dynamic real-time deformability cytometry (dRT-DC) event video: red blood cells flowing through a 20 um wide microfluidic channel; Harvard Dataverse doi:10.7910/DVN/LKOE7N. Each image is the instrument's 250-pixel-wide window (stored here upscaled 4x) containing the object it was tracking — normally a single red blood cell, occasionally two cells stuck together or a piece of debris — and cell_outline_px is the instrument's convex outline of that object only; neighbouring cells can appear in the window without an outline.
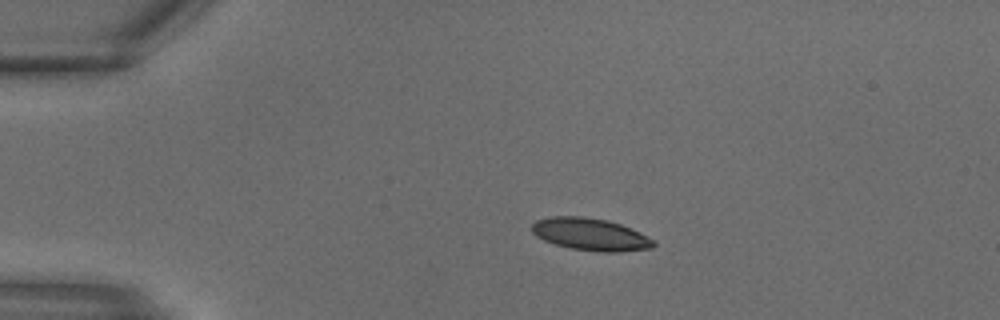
{"species": "common noctule bat (a hibernating species)", "species_latin": "Nyctalus noctula", "temperature_condition": "warm", "stored_images_in_passage": 6, "camera_frame_rate_fps": 3000, "um_per_image_px": 0.085, "animal": {"sex": "male", "body_mass_g": 18.8}, "frame": {"image": 1, "passage_image": 1, "time_ms": 0.0, "image_size_px": [1000, 320], "cell_outline_px": [[656, 244], [652, 248], [620, 252], [600, 252], [572, 248], [556, 244], [544, 240], [536, 236], [532, 232], [532, 224], [536, 220], [552, 216], [584, 216], [608, 220], [620, 224], [640, 232], [652, 240]], "centroid_in_image_um": [50.18, 19.91], "position_along_channel_um": 34.8, "area_um2": 22.83}}
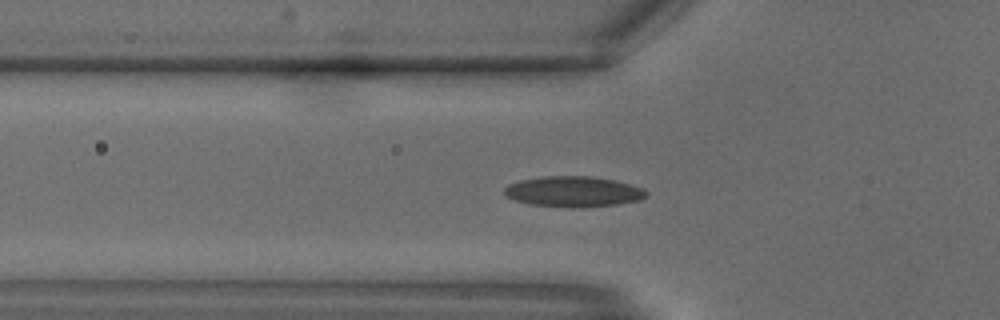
{"frame": {"image": 2, "passage_image": 5, "time_ms": 1.333, "image_size_px": [1000, 320], "cell_outline_px": [[648, 196], [640, 200], [616, 204], [580, 208], [572, 208], [528, 204], [516, 200], [508, 196], [504, 192], [504, 188], [508, 184], [520, 180], [544, 176], [592, 176], [632, 184], [644, 188], [648, 192]], "centroid_in_image_um": [48.77, 16.29], "position_along_channel_um": 77.0, "area_um2": 25.43}}